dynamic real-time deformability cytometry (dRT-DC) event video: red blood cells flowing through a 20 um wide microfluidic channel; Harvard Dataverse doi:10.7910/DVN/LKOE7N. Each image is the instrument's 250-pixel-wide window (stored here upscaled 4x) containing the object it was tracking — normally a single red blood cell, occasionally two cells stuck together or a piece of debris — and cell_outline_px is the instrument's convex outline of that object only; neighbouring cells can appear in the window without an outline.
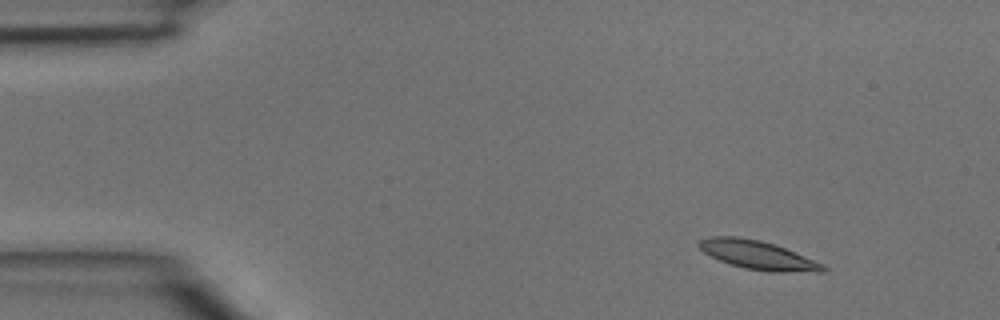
{"species": "common noctule bat (a hibernating species)", "species_latin": "Nyctalus noctula", "temperature_condition": "room temperature", "stored_images_in_passage": 4, "segment_of_instrument_passage": [1, 2], "camera_frame_rate_fps": 3000, "um_per_image_px": 0.085, "animal": {"sex": "male", "body_mass_g": 15.6}, "frame": {"image": 1, "passage_image": 1, "time_ms": 0.0, "image_size_px": [1000, 320], "cell_outline_px": [[828, 268], [824, 272], [768, 272], [744, 268], [720, 260], [704, 252], [696, 244], [700, 240], [708, 236], [736, 236], [760, 240], [776, 244], [824, 264]], "centroid_in_image_um": [64.45, 21.68], "position_along_channel_um": 20.6, "area_um2": 20.87}}
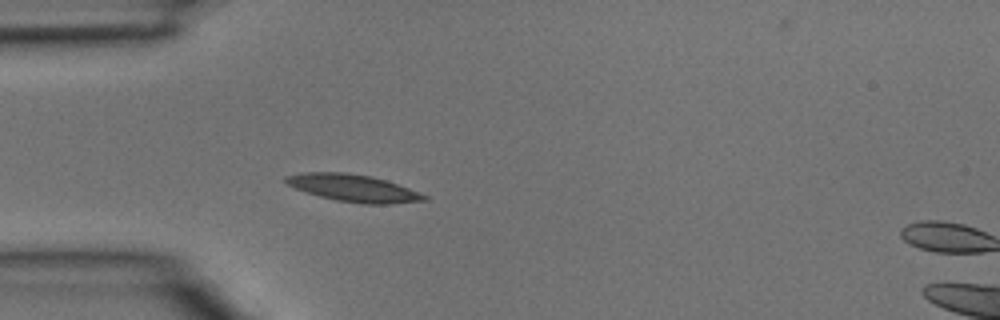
{"frame": {"image": 2, "passage_image": 3, "time_ms": 0.667, "image_size_px": [1000, 320], "cell_outline_px": [[428, 200], [388, 204], [364, 204], [336, 200], [320, 196], [296, 188], [288, 184], [284, 180], [284, 176], [304, 172], [348, 172], [372, 176], [408, 188], [428, 196]], "centroid_in_image_um": [30.03, 15.98], "position_along_channel_um": 55.0, "area_um2": 21.73}}